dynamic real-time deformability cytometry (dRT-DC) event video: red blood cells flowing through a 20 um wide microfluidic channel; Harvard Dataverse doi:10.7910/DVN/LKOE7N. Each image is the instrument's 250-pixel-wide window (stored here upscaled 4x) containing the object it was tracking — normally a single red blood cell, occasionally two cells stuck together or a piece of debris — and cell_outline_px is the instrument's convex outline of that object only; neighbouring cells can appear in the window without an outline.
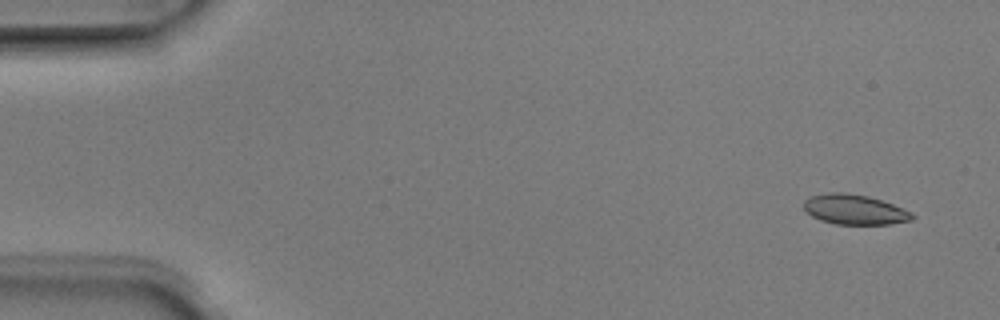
{"species": "Egyptian fruit bat (a non-hibernating species)", "species_latin": "Rousettus aegyptiacus", "temperature_condition": "room temperature", "stored_images_in_passage": 7, "camera_frame_rate_fps": 3000, "um_per_image_px": 0.085, "animal": {"sex": "male"}, "frame": {"image": 1, "passage_image": 1, "time_ms": 0.0, "image_size_px": [1000, 320], "cell_outline_px": [[916, 216], [912, 220], [888, 224], [836, 224], [820, 220], [812, 216], [804, 208], [804, 200], [812, 196], [828, 192], [844, 192], [868, 196], [904, 208], [912, 212]], "centroid_in_image_um": [72.66, 17.81], "position_along_channel_um": 12.3, "area_um2": 18.9}}
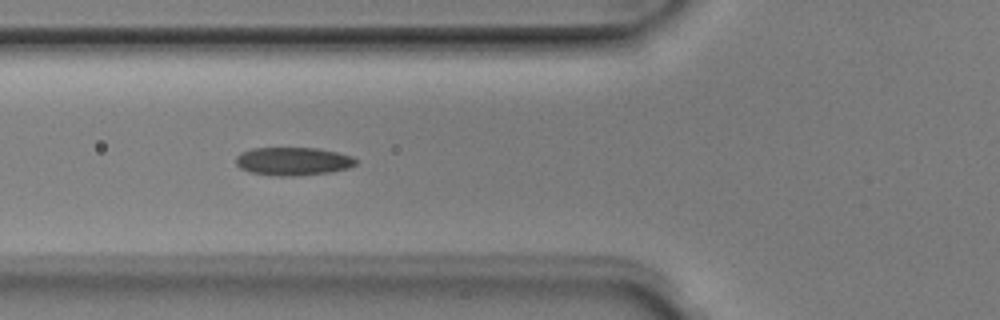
{"frame": {"image": 2, "passage_image": 5, "time_ms": 1.333, "image_size_px": [1000, 320], "cell_outline_px": [[356, 164], [348, 168], [332, 172], [296, 176], [272, 176], [252, 172], [240, 168], [236, 164], [236, 156], [240, 152], [252, 148], [316, 148], [336, 152], [352, 156], [356, 160]], "centroid_in_image_um": [24.89, 13.71], "position_along_channel_um": 100.9, "area_um2": 19.77}}
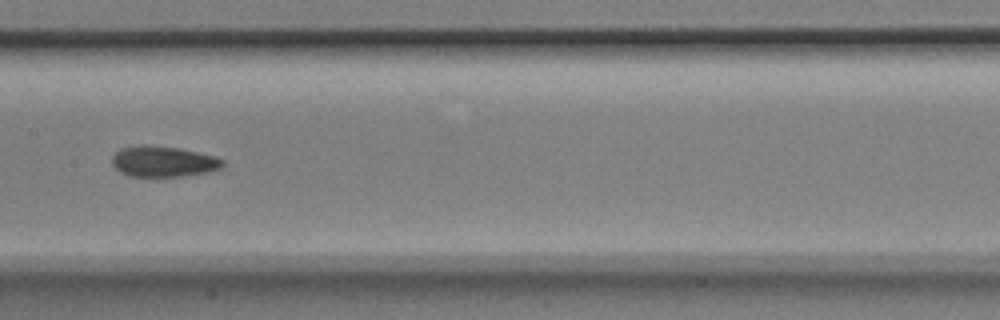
{"frame": {"image": 3, "passage_image": 7, "time_ms": 2.0, "image_size_px": [1000, 320], "cell_outline_px": [[224, 164], [220, 168], [212, 172], [184, 176], [128, 176], [120, 172], [112, 164], [112, 156], [120, 148], [140, 144], [144, 144], [176, 148], [216, 156], [224, 160]], "centroid_in_image_um": [13.88, 13.73], "position_along_channel_um": 193.5, "area_um2": 19.94}}